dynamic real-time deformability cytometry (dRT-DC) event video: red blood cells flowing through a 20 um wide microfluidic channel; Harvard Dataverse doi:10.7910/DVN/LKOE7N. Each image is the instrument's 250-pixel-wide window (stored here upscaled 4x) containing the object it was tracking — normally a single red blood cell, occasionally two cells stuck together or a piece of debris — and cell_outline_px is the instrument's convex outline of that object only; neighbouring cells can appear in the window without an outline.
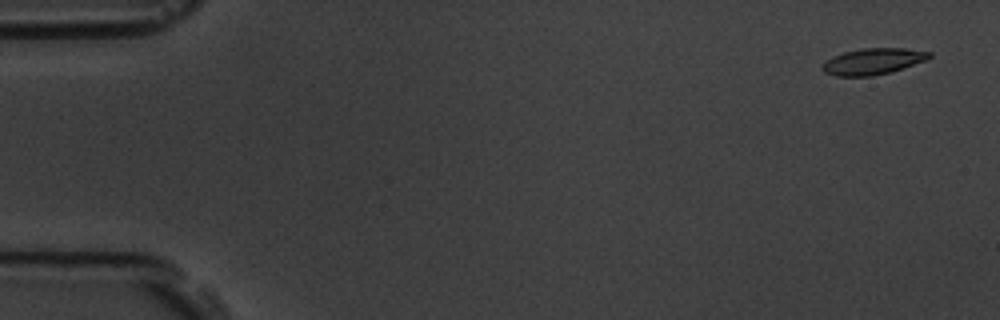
{"species": "common noctule bat (a hibernating species)", "species_latin": "Nyctalus noctula", "temperature_condition": "room temperature", "stored_images_in_passage": 5, "camera_frame_rate_fps": 3000, "um_per_image_px": 0.085, "animal": {"sex": "male", "body_mass_g": 19.5, "forearm_length_mm": 54.6}, "frame": {"image": 1, "passage_image": 1, "time_ms": 0.0, "image_size_px": [1000, 320], "cell_outline_px": [[932, 56], [924, 60], [904, 68], [892, 72], [872, 76], [836, 76], [824, 72], [820, 68], [832, 56], [844, 52], [864, 48], [904, 48], [932, 52]], "centroid_in_image_um": [74.21, 5.22], "position_along_channel_um": 10.8, "area_um2": 16.3}}